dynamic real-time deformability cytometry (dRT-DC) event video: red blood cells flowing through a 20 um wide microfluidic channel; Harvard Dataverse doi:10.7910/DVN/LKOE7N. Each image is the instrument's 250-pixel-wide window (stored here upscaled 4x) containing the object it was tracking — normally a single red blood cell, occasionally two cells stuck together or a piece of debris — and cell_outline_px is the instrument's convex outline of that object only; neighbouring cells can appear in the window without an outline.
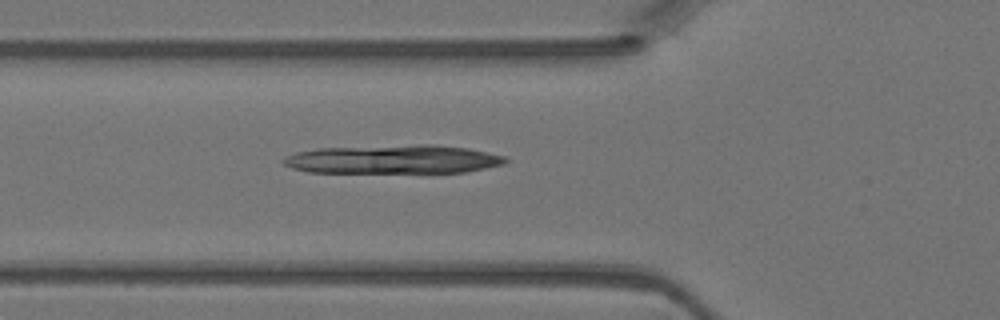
{"species": "Egyptian fruit bat (a non-hibernating species)", "species_latin": "Rousettus aegyptiacus", "temperature_condition": "warm", "stored_images_in_passage": 4, "camera_frame_rate_fps": 3000, "um_per_image_px": 0.085, "animal": {"sex": "female"}, "frame": {"image": 1, "passage_image": 4, "time_ms": 1.0, "image_size_px": [1000, 320], "cell_outline_px": [[508, 160], [504, 164], [464, 172], [308, 172], [292, 168], [284, 164], [280, 160], [296, 152], [316, 148], [420, 144], [436, 144], [468, 148], [504, 156]], "centroid_in_image_um": [33.41, 13.53], "position_along_channel_um": 92.4, "area_um2": 37.11}}